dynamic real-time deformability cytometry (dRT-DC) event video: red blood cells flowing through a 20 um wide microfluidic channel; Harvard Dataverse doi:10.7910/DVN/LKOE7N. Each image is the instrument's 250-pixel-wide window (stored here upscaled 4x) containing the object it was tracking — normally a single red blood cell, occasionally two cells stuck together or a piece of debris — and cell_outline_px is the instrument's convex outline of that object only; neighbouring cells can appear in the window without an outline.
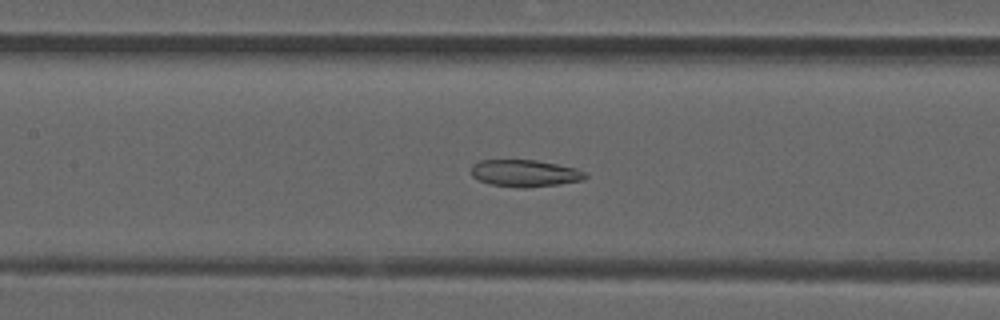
{"species": "common noctule bat (a hibernating species)", "species_latin": "Nyctalus noctula", "temperature_condition": "room temperature", "stored_images_in_passage": 43, "camera_frame_rate_fps": 3000, "um_per_image_px": 0.085, "animal": {"sex": "male", "forearm_length_mm": 52.5}, "frame": {"image": 1, "passage_image": 14, "time_ms": 4.333, "image_size_px": [1000, 320], "cell_outline_px": [[588, 176], [584, 180], [560, 184], [524, 188], [516, 188], [488, 184], [472, 176], [472, 164], [480, 160], [536, 160], [576, 168], [584, 172]], "centroid_in_image_um": [44.61, 14.73], "position_along_channel_um": 162.8, "area_um2": 18.03}}